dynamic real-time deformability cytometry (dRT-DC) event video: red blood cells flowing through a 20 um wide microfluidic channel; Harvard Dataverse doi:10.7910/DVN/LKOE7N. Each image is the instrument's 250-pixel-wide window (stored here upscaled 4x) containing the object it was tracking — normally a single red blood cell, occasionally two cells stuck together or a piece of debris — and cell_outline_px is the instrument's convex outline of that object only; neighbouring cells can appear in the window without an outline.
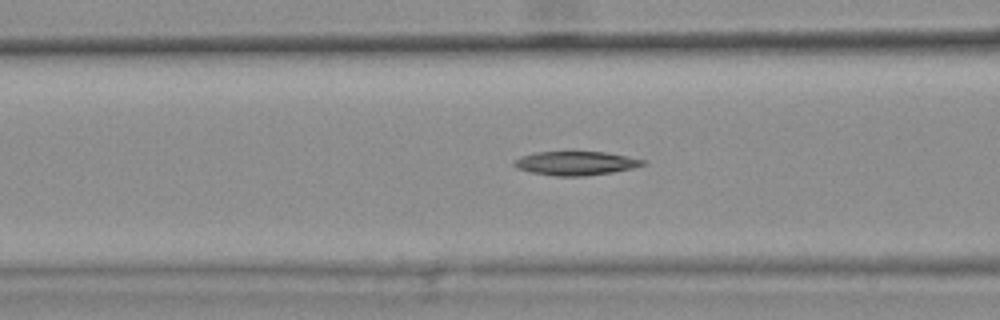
{"species": "common noctule bat (a hibernating species)", "species_latin": "Nyctalus noctula", "temperature_condition": "warm", "stored_images_in_passage": 47, "camera_frame_rate_fps": 3000, "um_per_image_px": 0.085, "animal": {"sex": "female", "body_mass_g": 25.1}, "frame": {"image": 1, "passage_image": 21, "time_ms": 6.667, "image_size_px": [1000, 320], "cell_outline_px": [[644, 164], [632, 168], [612, 172], [584, 176], [556, 176], [528, 172], [516, 168], [512, 164], [512, 160], [520, 156], [536, 152], [604, 152], [644, 160]], "centroid_in_image_um": [48.82, 13.88], "position_along_channel_um": 117.8, "area_um2": 17.8}}